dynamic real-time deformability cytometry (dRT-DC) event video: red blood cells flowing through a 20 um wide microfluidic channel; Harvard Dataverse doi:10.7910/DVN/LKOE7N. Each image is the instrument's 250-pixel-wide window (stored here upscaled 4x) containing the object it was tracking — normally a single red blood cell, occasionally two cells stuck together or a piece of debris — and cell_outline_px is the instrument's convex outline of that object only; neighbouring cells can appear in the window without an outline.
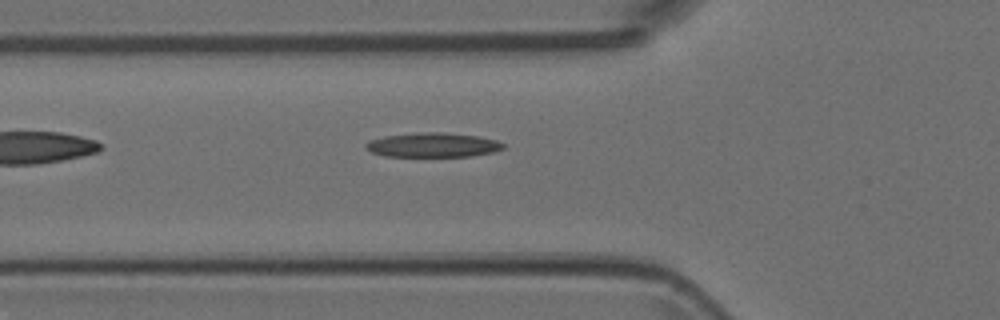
{"species": "Egyptian fruit bat (a non-hibernating species)", "species_latin": "Rousettus aegyptiacus", "temperature_condition": "room temperature", "stored_images_in_passage": 3, "camera_frame_rate_fps": 3000, "um_per_image_px": 0.085, "animal": {"sex": "female"}, "frame": {"image": 1, "passage_image": 3, "time_ms": 0.667, "image_size_px": [1000, 320], "cell_outline_px": [[504, 148], [492, 152], [468, 156], [388, 156], [372, 152], [364, 148], [364, 144], [372, 140], [384, 136], [420, 132], [444, 132], [476, 136], [496, 140], [504, 144]], "centroid_in_image_um": [36.77, 12.31], "position_along_channel_um": 89.0, "area_um2": 19.31}}